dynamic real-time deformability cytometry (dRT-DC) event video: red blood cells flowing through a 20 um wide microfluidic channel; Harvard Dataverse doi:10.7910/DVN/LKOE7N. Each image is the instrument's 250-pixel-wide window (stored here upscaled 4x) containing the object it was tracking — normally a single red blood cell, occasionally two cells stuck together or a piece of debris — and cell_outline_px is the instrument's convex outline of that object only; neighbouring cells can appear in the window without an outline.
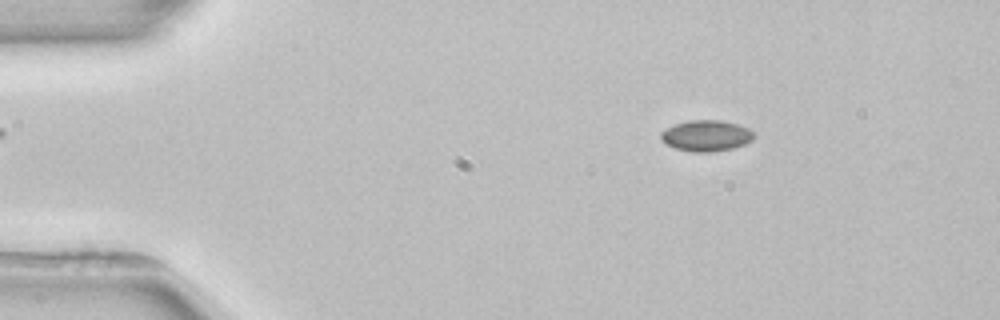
{"species": "common noctule bat (a hibernating species)", "species_latin": "Nyctalus noctula", "temperature_condition": "room temperature", "stored_images_in_passage": 3, "camera_frame_rate_fps": 3000, "um_per_image_px": 0.085, "animal": {"sex": "female", "body_mass_g": 22.7, "forearm_length_mm": 54.2}, "frame": {"image": 1, "passage_image": 1, "time_ms": 0.0, "image_size_px": [1000, 320], "cell_outline_px": [[756, 136], [752, 140], [744, 144], [732, 148], [712, 152], [692, 152], [676, 148], [660, 140], [660, 132], [664, 128], [688, 120], [720, 120], [736, 124], [748, 128]], "centroid_in_image_um": [60.01, 11.53], "position_along_channel_um": 25.0, "area_um2": 16.82}}
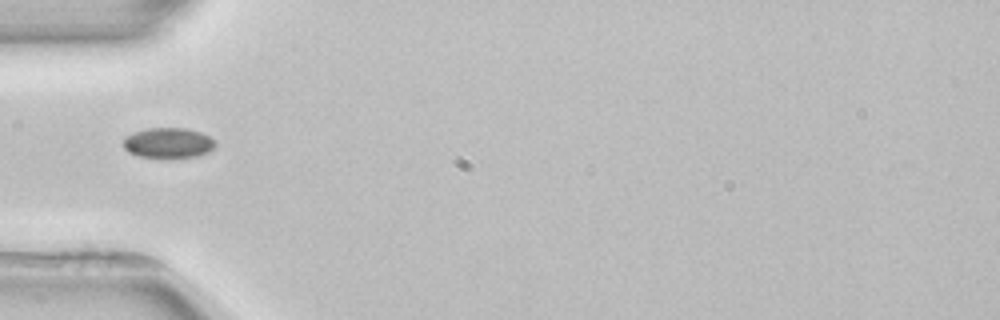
{"frame": {"image": 2, "passage_image": 3, "time_ms": 3.0, "image_size_px": [1000, 320], "cell_outline_px": [[216, 144], [208, 152], [196, 156], [140, 156], [128, 152], [124, 148], [124, 136], [148, 128], [184, 128], [200, 132], [216, 140]], "centroid_in_image_um": [14.3, 12.12], "position_along_channel_um": 70.7, "area_um2": 15.78}}